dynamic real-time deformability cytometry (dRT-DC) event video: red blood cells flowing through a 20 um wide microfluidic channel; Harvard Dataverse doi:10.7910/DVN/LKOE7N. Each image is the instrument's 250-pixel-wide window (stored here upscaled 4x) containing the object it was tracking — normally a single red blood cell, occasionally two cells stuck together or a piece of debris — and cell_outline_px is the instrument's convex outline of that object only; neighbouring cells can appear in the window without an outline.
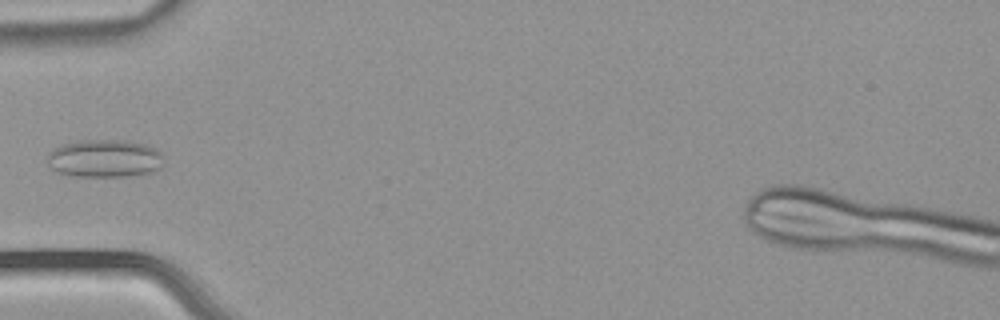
{"species": "common noctule bat (a hibernating species)", "species_latin": "Nyctalus noctula", "temperature_condition": "warm", "stored_images_in_passage": 6, "camera_frame_rate_fps": 3000, "um_per_image_px": 0.085, "animal": {"sex": "male", "body_mass_g": 21.5, "forearm_length_mm": 52.0}, "frame": {"image": 1, "passage_image": 6, "time_ms": 1.667, "image_size_px": [1000, 320], "cell_outline_px": [[164, 164], [160, 168], [152, 172], [128, 176], [68, 176], [56, 172], [48, 164], [48, 152], [64, 144], [76, 140], [124, 140], [144, 144], [156, 148], [160, 152]], "centroid_in_image_um": [8.89, 13.47], "position_along_channel_um": 76.1, "area_um2": 25.84}}